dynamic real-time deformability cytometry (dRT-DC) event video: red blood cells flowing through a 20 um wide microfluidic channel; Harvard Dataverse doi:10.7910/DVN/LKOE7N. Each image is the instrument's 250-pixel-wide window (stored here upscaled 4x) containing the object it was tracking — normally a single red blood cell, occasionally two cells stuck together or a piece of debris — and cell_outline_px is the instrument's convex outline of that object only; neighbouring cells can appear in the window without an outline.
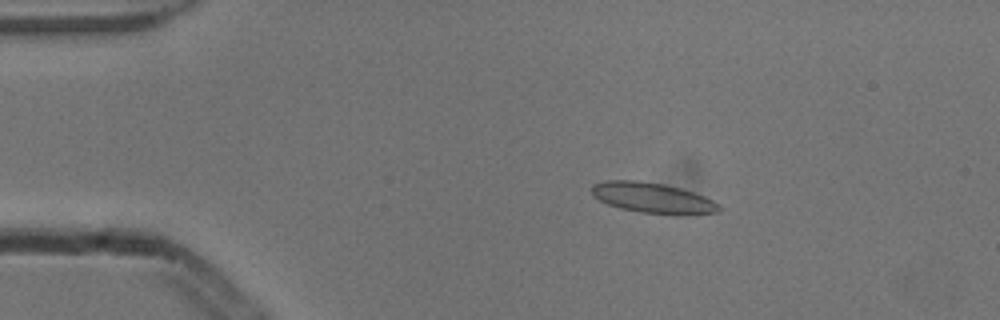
{"species": "common noctule bat (a hibernating species)", "species_latin": "Nyctalus noctula", "temperature_condition": "cold", "stored_images_in_passage": 5, "camera_frame_rate_fps": 3000, "um_per_image_px": 0.085, "animal": {"sex": "male", "body_mass_g": 13.3}, "frame": {"image": 1, "passage_image": 2, "time_ms": 0.333, "image_size_px": [1000, 320], "cell_outline_px": [[724, 208], [720, 212], [640, 212], [620, 208], [608, 204], [592, 196], [592, 184], [604, 180], [636, 180], [664, 184], [680, 188], [704, 196], [720, 204]], "centroid_in_image_um": [55.4, 16.77], "position_along_channel_um": 29.6, "area_um2": 21.85}}
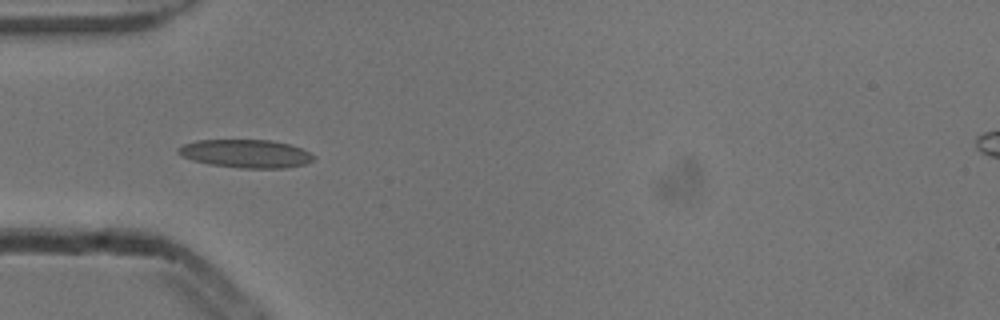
{"frame": {"image": 2, "passage_image": 4, "time_ms": 1.0, "image_size_px": [1000, 320], "cell_outline_px": [[316, 156], [312, 160], [304, 164], [284, 168], [240, 168], [208, 164], [192, 160], [180, 156], [176, 152], [176, 148], [184, 144], [196, 140], [272, 140], [288, 144], [300, 148]], "centroid_in_image_um": [20.84, 13.06], "position_along_channel_um": 64.2, "area_um2": 22.31}}
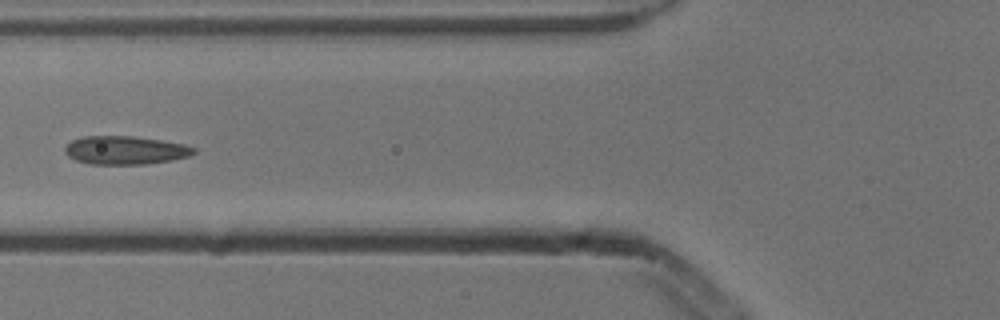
{"frame": {"image": 3, "passage_image": 5, "time_ms": 1.333, "image_size_px": [1000, 320], "cell_outline_px": [[196, 152], [188, 156], [172, 160], [148, 164], [88, 164], [76, 160], [68, 156], [64, 152], [64, 148], [72, 140], [84, 136], [132, 136], [160, 140], [184, 144], [196, 148]], "centroid_in_image_um": [10.64, 12.77], "position_along_channel_um": 115.2, "area_um2": 21.33}}